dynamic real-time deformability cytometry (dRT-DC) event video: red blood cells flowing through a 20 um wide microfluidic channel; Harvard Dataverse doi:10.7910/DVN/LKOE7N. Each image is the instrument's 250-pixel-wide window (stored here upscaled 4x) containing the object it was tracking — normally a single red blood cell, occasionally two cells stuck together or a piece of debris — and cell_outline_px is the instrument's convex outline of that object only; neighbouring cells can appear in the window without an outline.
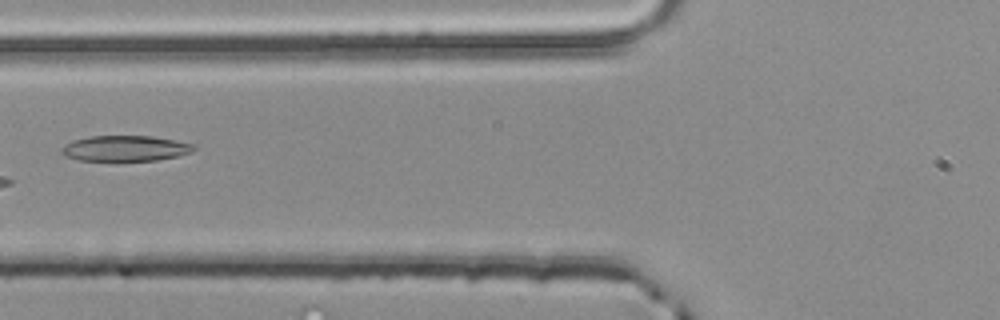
{"species": "common noctule bat (a hibernating species)", "species_latin": "Nyctalus noctula", "temperature_condition": "room temperature", "stored_images_in_passage": 5, "camera_frame_rate_fps": 3000, "um_per_image_px": 0.085, "animal": {"sex": "male", "body_mass_g": 20.4}, "frame": {"image": 1, "passage_image": 5, "time_ms": 1.333, "image_size_px": [1000, 320], "cell_outline_px": [[196, 148], [192, 152], [176, 156], [156, 160], [80, 160], [64, 156], [60, 152], [60, 148], [76, 140], [88, 136], [152, 136], [176, 140], [192, 144]], "centroid_in_image_um": [10.65, 12.6], "position_along_channel_um": 115.2, "area_um2": 19.48}}